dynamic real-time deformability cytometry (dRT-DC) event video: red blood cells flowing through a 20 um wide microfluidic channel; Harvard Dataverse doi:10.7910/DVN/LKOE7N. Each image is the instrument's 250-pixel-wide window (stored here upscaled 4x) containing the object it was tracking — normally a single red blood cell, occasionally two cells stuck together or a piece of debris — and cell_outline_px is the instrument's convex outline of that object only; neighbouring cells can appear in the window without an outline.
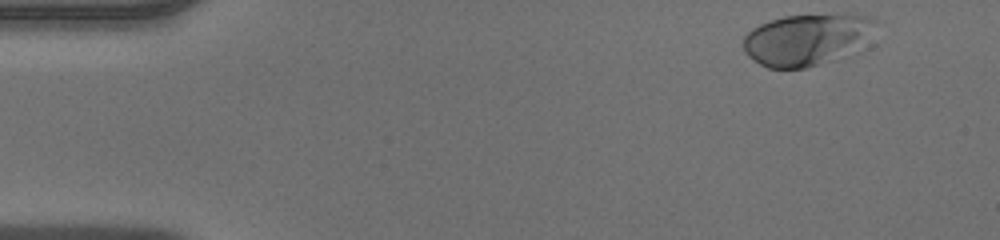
{"species": "human", "species_latin": "Homo sapiens", "temperature_condition": "warm", "stored_images_in_passage": 44, "camera_frame_rate_fps": 3000, "um_per_image_px": 0.085, "donor": {"sex": "male"}, "frame": {"image": 1, "passage_image": 1, "time_ms": 0.0, "image_size_px": [1000, 240], "cell_outline_px": [[876, 20], [832, 60], [820, 64], [804, 68], [768, 68], [760, 64], [748, 56], [744, 52], [744, 36], [752, 28], [760, 24], [784, 16], [848, 12], [872, 16]], "centroid_in_image_um": [68.33, 3.31], "position_along_channel_um": 16.7, "area_um2": 37.74}}
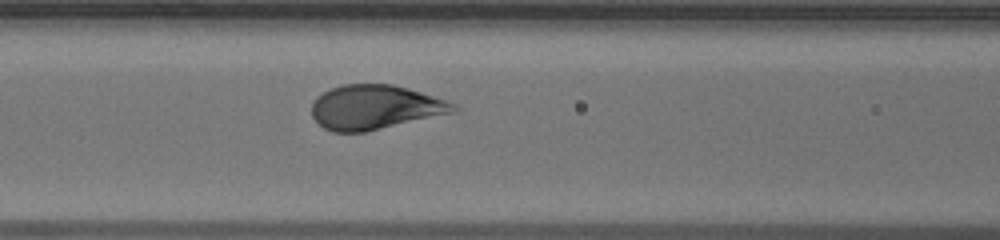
{"frame": {"image": 2, "passage_image": 17, "time_ms": 5.333, "image_size_px": [1000, 240], "cell_outline_px": [[460, 112], [364, 132], [332, 132], [324, 128], [312, 116], [312, 100], [316, 96], [332, 88], [344, 84], [392, 84], [408, 88], [448, 100], [456, 104], [460, 108]], "centroid_in_image_um": [31.94, 9.12], "position_along_channel_um": 134.7, "area_um2": 37.11}}
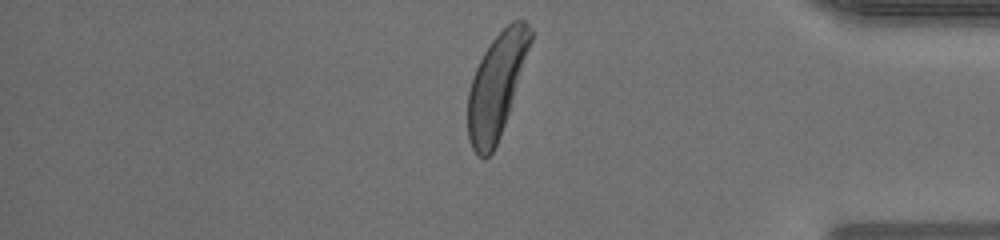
{"frame": {"image": 3, "passage_image": 37, "time_ms": 12.0, "image_size_px": [1000, 240], "cell_outline_px": [[532, 40], [500, 136], [492, 152], [484, 160], [472, 148], [468, 140], [468, 92], [472, 76], [484, 52], [492, 40], [512, 20], [524, 20], [528, 24], [532, 32]], "centroid_in_image_um": [42.18, 7.27], "position_along_channel_um": 393.0, "area_um2": 37.05}}